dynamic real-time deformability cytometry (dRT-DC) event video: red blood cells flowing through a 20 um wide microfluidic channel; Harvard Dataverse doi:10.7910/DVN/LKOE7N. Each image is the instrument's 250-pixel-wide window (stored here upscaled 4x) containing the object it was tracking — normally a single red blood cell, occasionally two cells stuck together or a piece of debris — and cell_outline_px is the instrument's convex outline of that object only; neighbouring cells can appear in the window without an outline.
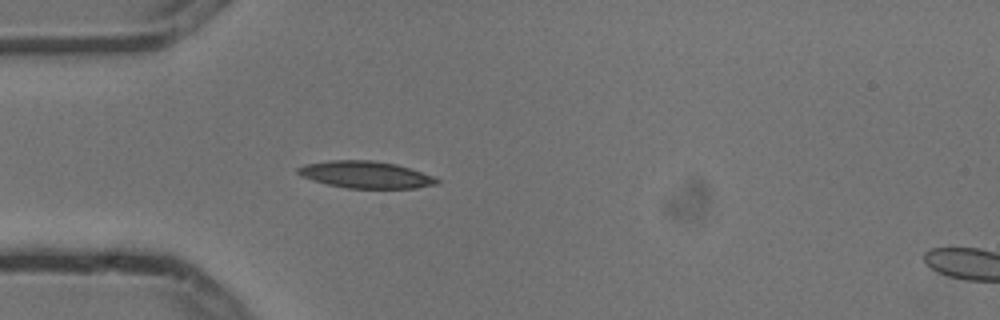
{"species": "common noctule bat (a hibernating species)", "species_latin": "Nyctalus noctula", "temperature_condition": "cold", "stored_images_in_passage": 2, "segment_of_instrument_passage": [1, 2], "camera_frame_rate_fps": 3000, "um_per_image_px": 0.085, "animal": {"sex": "male", "body_mass_g": 13.3}, "frame": {"image": 1, "passage_image": 1, "time_ms": 0.0, "image_size_px": [1000, 320], "cell_outline_px": [[440, 184], [416, 188], [348, 188], [328, 184], [312, 180], [300, 176], [296, 172], [296, 168], [304, 164], [332, 160], [372, 160], [396, 164], [432, 176], [440, 180]], "centroid_in_image_um": [31.06, 14.85], "position_along_channel_um": 53.9, "area_um2": 21.79}}